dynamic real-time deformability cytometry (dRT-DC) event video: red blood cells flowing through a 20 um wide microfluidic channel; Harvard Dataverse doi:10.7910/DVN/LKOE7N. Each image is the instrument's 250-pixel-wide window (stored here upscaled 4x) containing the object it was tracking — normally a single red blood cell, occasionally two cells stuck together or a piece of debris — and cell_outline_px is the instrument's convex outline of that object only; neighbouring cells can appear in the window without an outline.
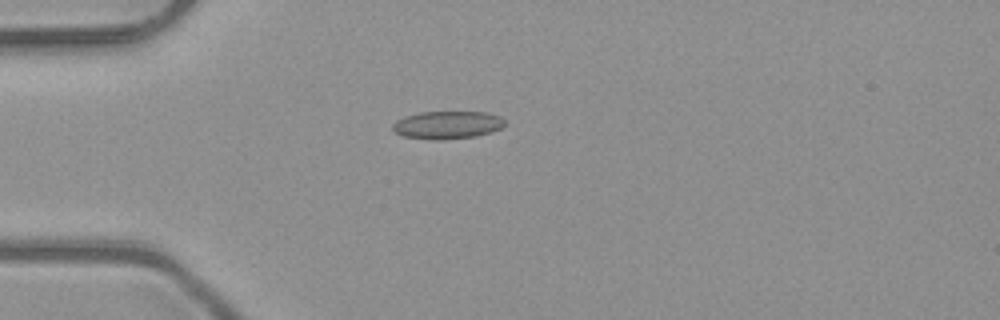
{"species": "common noctule bat (a hibernating species)", "species_latin": "Nyctalus noctula", "temperature_condition": "room temperature", "stored_images_in_passage": 1, "camera_frame_rate_fps": 3000, "um_per_image_px": 0.085, "animal": {"sex": "male", "body_mass_g": 23.1, "forearm_length_mm": 52.7}, "frame": {"image": 1, "passage_image": 1, "time_ms": 0.0, "image_size_px": [1000, 320], "cell_outline_px": [[504, 124], [500, 128], [492, 132], [476, 136], [444, 140], [428, 140], [404, 136], [396, 132], [392, 128], [392, 124], [396, 120], [404, 116], [420, 112], [488, 112], [500, 116], [504, 120]], "centroid_in_image_um": [38.01, 10.62], "position_along_channel_um": 47.0, "area_um2": 18.32}}